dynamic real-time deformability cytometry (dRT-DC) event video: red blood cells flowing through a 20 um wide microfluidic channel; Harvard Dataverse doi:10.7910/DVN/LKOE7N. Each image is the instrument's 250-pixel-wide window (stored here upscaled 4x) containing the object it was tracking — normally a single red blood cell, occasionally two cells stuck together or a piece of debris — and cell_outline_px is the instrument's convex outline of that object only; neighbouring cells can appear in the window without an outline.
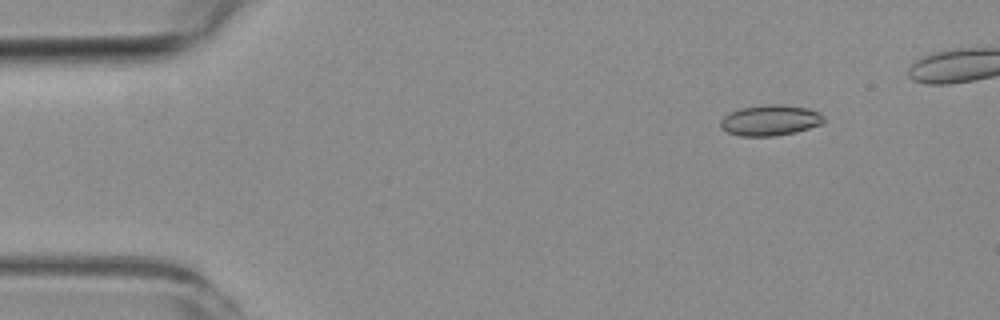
{"species": "common noctule bat (a hibernating species)", "species_latin": "Nyctalus noctula", "temperature_condition": "room temperature", "stored_images_in_passage": 5, "camera_frame_rate_fps": 3000, "um_per_image_px": 0.085, "animal": {"sex": "female", "body_mass_g": 19.3, "forearm_length_mm": 54.1}, "frame": {"image": 1, "passage_image": 2, "time_ms": 2.0, "image_size_px": [1000, 320], "cell_outline_px": [[824, 120], [820, 124], [796, 132], [776, 136], [740, 136], [728, 132], [720, 128], [720, 120], [728, 112], [740, 108], [764, 104], [780, 104], [808, 108], [820, 112], [824, 116]], "centroid_in_image_um": [65.44, 10.22], "position_along_channel_um": 19.6, "area_um2": 18.67}}